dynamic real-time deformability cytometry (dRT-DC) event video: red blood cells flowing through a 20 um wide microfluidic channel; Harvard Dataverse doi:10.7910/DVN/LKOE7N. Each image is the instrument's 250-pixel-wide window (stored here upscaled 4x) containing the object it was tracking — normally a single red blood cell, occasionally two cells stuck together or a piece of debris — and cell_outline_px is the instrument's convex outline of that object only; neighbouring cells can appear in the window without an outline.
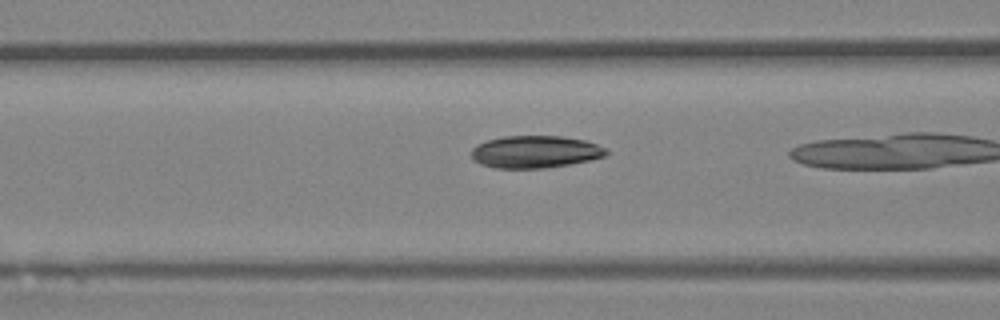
{"species": "Egyptian fruit bat (a non-hibernating species)", "species_latin": "Rousettus aegyptiacus", "temperature_condition": "room temperature", "stored_images_in_passage": 13, "camera_frame_rate_fps": 3000, "um_per_image_px": 0.085, "animal": {"sex": "female"}, "frame": {"image": 1, "passage_image": 11, "time_ms": 3.333, "image_size_px": [1000, 320], "cell_outline_px": [[608, 152], [604, 156], [592, 160], [544, 168], [496, 168], [480, 164], [472, 160], [472, 148], [476, 144], [488, 140], [504, 136], [564, 136], [584, 140], [596, 144], [604, 148]], "centroid_in_image_um": [45.46, 12.9], "position_along_channel_um": 121.1, "area_um2": 25.37}}